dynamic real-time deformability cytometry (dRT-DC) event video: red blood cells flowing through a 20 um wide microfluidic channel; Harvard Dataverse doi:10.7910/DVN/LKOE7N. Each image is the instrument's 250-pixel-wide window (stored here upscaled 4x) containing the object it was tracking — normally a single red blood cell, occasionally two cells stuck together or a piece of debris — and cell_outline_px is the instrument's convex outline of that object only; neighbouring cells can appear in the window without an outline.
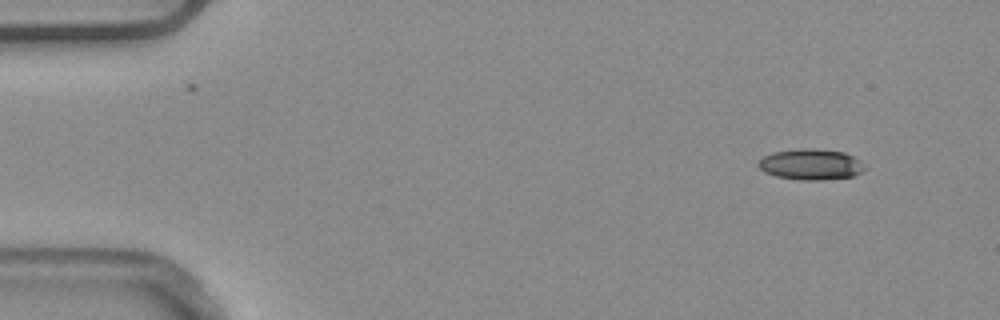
{"species": "common noctule bat (a hibernating species)", "species_latin": "Nyctalus noctula", "temperature_condition": "warm", "stored_images_in_passage": 5, "camera_frame_rate_fps": 3000, "um_per_image_px": 0.085, "animal": {"sex": "male", "body_mass_g": 20.4}, "frame": {"image": 1, "passage_image": 1, "time_ms": 0.0, "image_size_px": [1000, 320], "cell_outline_px": [[868, 168], [856, 176], [820, 180], [804, 180], [776, 176], [764, 172], [756, 164], [764, 156], [772, 152], [800, 148], [812, 148], [844, 152], [860, 160]], "centroid_in_image_um": [68.95, 13.97], "position_along_channel_um": 16.0, "area_um2": 19.31}}
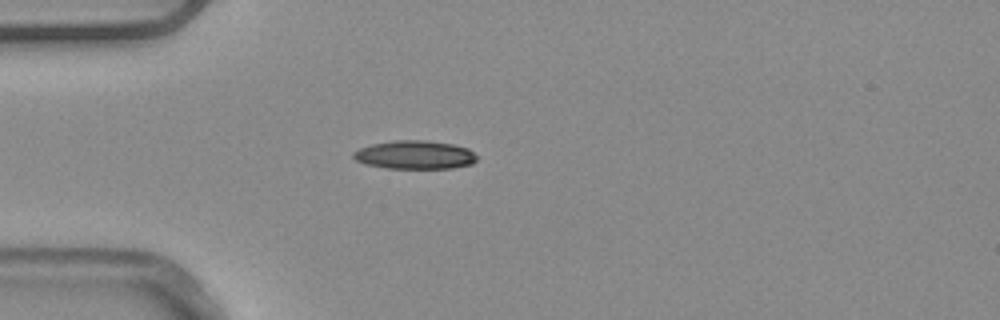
{"frame": {"image": 2, "passage_image": 4, "time_ms": 1.0, "image_size_px": [1000, 320], "cell_outline_px": [[476, 160], [472, 164], [452, 168], [388, 168], [364, 164], [356, 160], [352, 156], [352, 152], [360, 148], [372, 144], [392, 140], [424, 140], [452, 144], [468, 148], [476, 156]], "centroid_in_image_um": [35.23, 13.16], "position_along_channel_um": 49.8, "area_um2": 20.46}}